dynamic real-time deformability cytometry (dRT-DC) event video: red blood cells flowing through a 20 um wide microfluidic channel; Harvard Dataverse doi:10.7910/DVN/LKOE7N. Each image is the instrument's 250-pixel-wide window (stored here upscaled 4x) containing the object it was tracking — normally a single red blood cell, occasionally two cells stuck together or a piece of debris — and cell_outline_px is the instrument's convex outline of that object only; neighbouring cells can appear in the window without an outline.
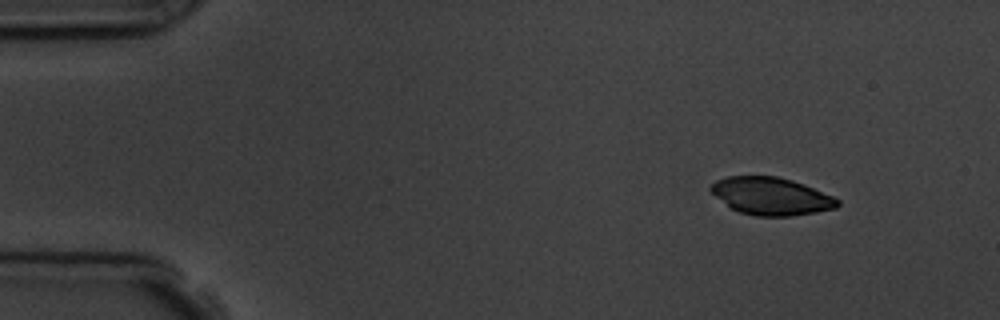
{"species": "common noctule bat (a hibernating species)", "species_latin": "Nyctalus noctula", "temperature_condition": "room temperature", "stored_images_in_passage": 4, "camera_frame_rate_fps": 3000, "um_per_image_px": 0.085, "animal": {"sex": "male", "body_mass_g": 19.5, "forearm_length_mm": 54.6}, "frame": {"image": 1, "passage_image": 1, "time_ms": 0.0, "image_size_px": [1000, 320], "cell_outline_px": [[840, 204], [836, 208], [816, 212], [792, 216], [756, 216], [740, 212], [732, 208], [716, 196], [708, 188], [716, 180], [728, 176], [776, 176], [792, 180], [804, 184], [832, 196], [840, 200]], "centroid_in_image_um": [65.56, 16.67], "position_along_channel_um": 19.4, "area_um2": 27.57}}